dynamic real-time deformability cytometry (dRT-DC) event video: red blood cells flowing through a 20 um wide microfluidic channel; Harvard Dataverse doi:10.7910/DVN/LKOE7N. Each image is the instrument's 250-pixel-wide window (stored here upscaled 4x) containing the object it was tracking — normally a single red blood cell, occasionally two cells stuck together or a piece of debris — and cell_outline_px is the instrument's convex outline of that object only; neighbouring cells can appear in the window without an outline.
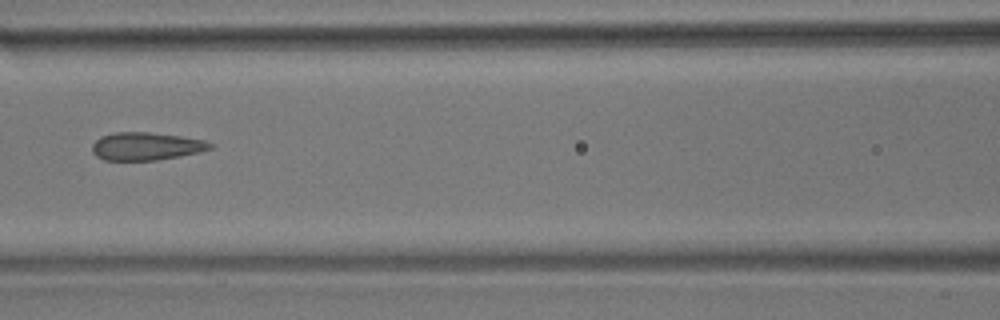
{"species": "common noctule bat (a hibernating species)", "species_latin": "Nyctalus noctula", "temperature_condition": "room temperature", "stored_images_in_passage": 5, "camera_frame_rate_fps": 3000, "um_per_image_px": 0.085, "animal": {"sex": "male", "body_mass_g": 17.9}, "frame": {"image": 1, "passage_image": 4, "time_ms": 1.0, "image_size_px": [1000, 320], "cell_outline_px": [[212, 148], [200, 152], [180, 156], [156, 160], [104, 160], [96, 156], [92, 152], [92, 144], [100, 136], [116, 132], [148, 132], [180, 136], [204, 140], [212, 144]], "centroid_in_image_um": [12.39, 12.43], "position_along_channel_um": 154.2, "area_um2": 19.13}}
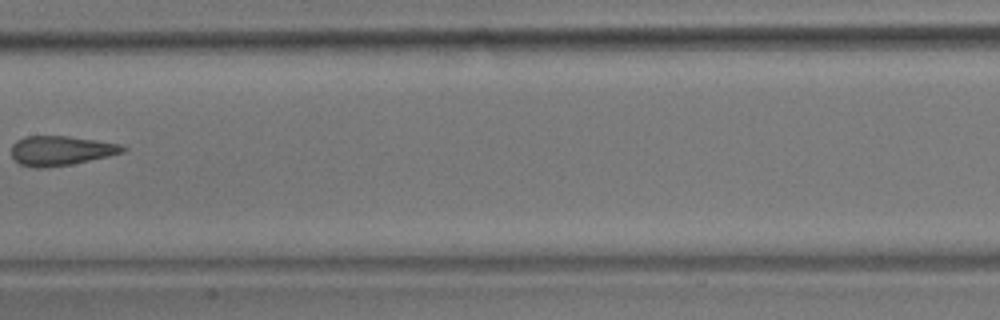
{"frame": {"image": 2, "passage_image": 5, "time_ms": 1.333, "image_size_px": [1000, 320], "cell_outline_px": [[128, 148], [124, 152], [108, 156], [72, 164], [44, 168], [36, 168], [20, 164], [12, 156], [12, 144], [16, 140], [24, 136], [68, 136], [96, 140], [120, 144]], "centroid_in_image_um": [5.17, 12.8], "position_along_channel_um": 202.2, "area_um2": 19.19}}